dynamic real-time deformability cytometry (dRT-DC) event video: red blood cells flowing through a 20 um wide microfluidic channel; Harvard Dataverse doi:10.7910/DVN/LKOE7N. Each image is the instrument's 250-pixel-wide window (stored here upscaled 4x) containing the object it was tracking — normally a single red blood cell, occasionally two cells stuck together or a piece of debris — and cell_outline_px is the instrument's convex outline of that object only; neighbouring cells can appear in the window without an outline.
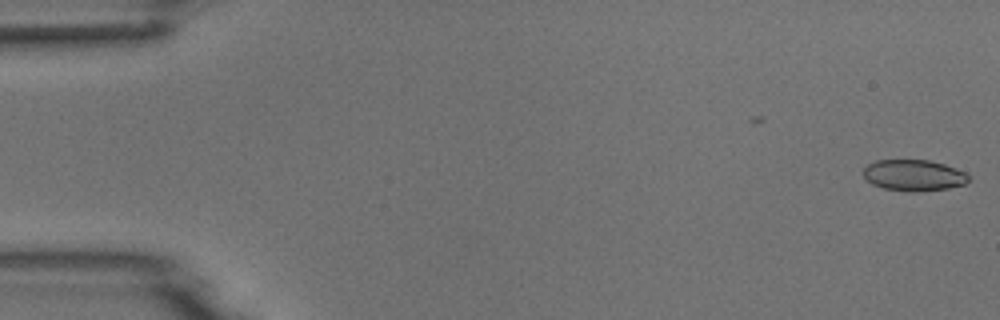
{"species": "common noctule bat (a hibernating species)", "species_latin": "Nyctalus noctula", "temperature_condition": "room temperature", "stored_images_in_passage": 5, "camera_frame_rate_fps": 3000, "um_per_image_px": 0.085, "animal": {"sex": "male", "body_mass_g": 18.8}, "frame": {"image": 1, "passage_image": 1, "time_ms": 0.0, "image_size_px": [1000, 320], "cell_outline_px": [[968, 180], [964, 184], [948, 188], [916, 192], [912, 192], [884, 188], [872, 184], [864, 176], [864, 168], [868, 164], [876, 160], [928, 160], [944, 164], [964, 172], [968, 176]], "centroid_in_image_um": [77.65, 14.9], "position_along_channel_um": 7.4, "area_um2": 18.9}}
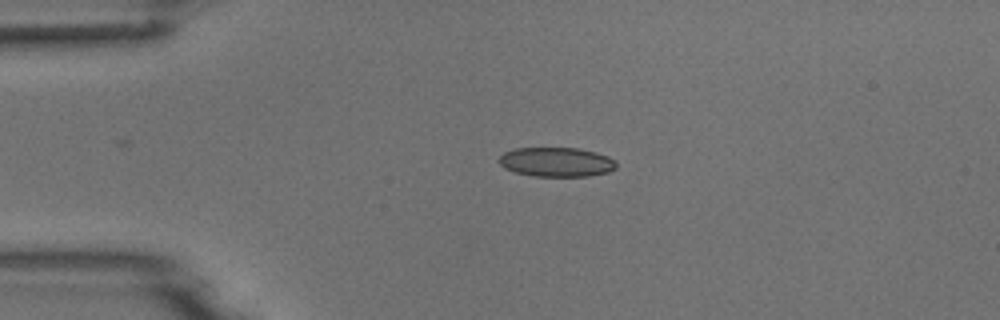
{"frame": {"image": 2, "passage_image": 4, "time_ms": 3.667, "image_size_px": [1000, 320], "cell_outline_px": [[616, 168], [608, 172], [588, 176], [532, 176], [516, 172], [504, 168], [496, 160], [504, 152], [516, 148], [580, 148], [596, 152], [608, 156], [616, 164]], "centroid_in_image_um": [47.27, 13.77], "position_along_channel_um": 37.7, "area_um2": 20.11}}